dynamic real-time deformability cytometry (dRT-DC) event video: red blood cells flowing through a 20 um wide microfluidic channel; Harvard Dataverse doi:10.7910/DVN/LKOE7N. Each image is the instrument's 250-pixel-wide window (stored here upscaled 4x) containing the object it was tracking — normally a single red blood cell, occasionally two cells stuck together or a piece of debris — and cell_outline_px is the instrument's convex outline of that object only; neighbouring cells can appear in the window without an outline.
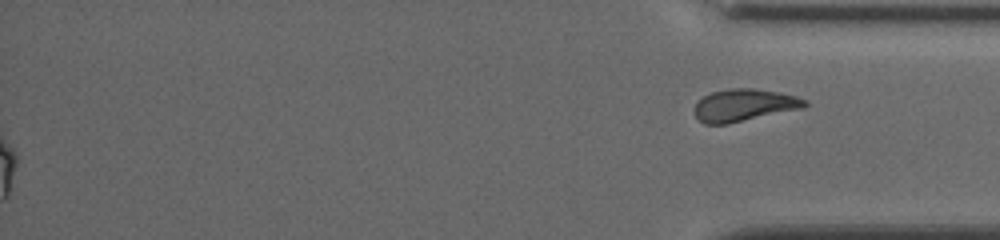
{"species": "common noctule bat (a hibernating species)", "species_latin": "Nyctalus noctula", "temperature_condition": "cold", "stored_images_in_passage": 73, "segment_of_instrument_passage": [2, 2], "camera_frame_rate_fps": 3000, "um_per_image_px": 0.085, "animal": {"sex": "female", "body_mass_g": 19.5, "forearm_length_mm": 54.1}, "frame": {"image": 1, "passage_image": 73, "time_ms": 12.667, "image_size_px": [1000, 240], "cell_outline_px": [[808, 104], [804, 108], [728, 124], [704, 124], [692, 112], [696, 104], [704, 96], [712, 92], [728, 88], [752, 88], [780, 92], [796, 96], [808, 100]], "centroid_in_image_um": [63.27, 8.94], "position_along_channel_um": 371.9, "area_um2": 20.92}}